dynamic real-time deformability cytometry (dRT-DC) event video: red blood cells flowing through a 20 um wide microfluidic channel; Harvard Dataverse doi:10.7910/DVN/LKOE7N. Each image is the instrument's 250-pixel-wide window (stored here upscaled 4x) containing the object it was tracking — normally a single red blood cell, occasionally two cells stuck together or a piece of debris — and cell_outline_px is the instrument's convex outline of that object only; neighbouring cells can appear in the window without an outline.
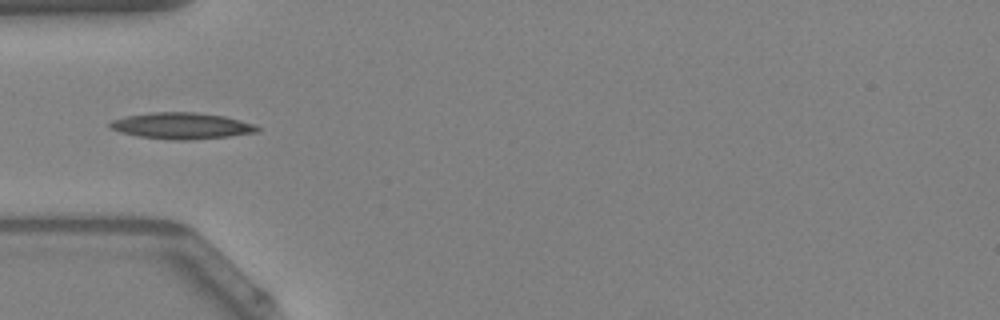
{"species": "Egyptian fruit bat (a non-hibernating species)", "species_latin": "Rousettus aegyptiacus", "temperature_condition": "warm", "stored_images_in_passage": 16, "camera_frame_rate_fps": 3000, "um_per_image_px": 0.085, "animal": {"sex": "female"}, "frame": {"image": 1, "passage_image": 3, "time_ms": 0.667, "image_size_px": [1000, 320], "cell_outline_px": [[260, 132], [228, 136], [188, 140], [172, 140], [136, 136], [120, 132], [112, 128], [108, 124], [112, 120], [124, 116], [152, 112], [196, 112], [224, 116], [256, 124], [260, 128]], "centroid_in_image_um": [15.45, 10.69], "position_along_channel_um": 69.5, "area_um2": 22.72}}